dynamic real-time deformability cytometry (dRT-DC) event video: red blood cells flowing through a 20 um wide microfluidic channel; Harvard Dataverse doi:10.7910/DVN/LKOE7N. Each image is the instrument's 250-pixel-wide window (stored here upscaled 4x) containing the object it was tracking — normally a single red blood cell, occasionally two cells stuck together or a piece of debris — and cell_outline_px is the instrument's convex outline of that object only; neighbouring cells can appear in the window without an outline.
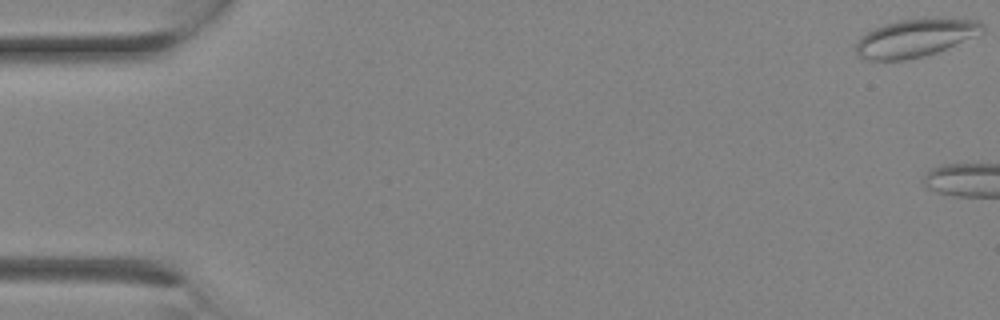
{"species": "Egyptian fruit bat (a non-hibernating species)", "species_latin": "Rousettus aegyptiacus", "temperature_condition": "room temperature", "stored_images_in_passage": 3, "camera_frame_rate_fps": 3000, "um_per_image_px": 0.085, "animal": {"sex": "female"}, "frame": {"image": 1, "passage_image": 1, "time_ms": 0.0, "image_size_px": [1000, 320], "cell_outline_px": [[984, 32], [936, 52], [924, 56], [904, 60], [864, 60], [856, 52], [856, 40], [872, 28], [896, 20], [976, 20], [984, 24]], "centroid_in_image_um": [77.72, 3.25], "position_along_channel_um": 7.3, "area_um2": 27.28}}